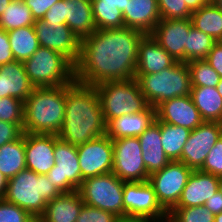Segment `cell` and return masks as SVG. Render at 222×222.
I'll list each match as a JSON object with an SVG mask.
<instances>
[{
  "label": "cell",
  "instance_id": "obj_1",
  "mask_svg": "<svg viewBox=\"0 0 222 222\" xmlns=\"http://www.w3.org/2000/svg\"><path fill=\"white\" fill-rule=\"evenodd\" d=\"M145 34L128 27L97 29L80 42L75 81L96 86L135 78L138 46Z\"/></svg>",
  "mask_w": 222,
  "mask_h": 222
},
{
  "label": "cell",
  "instance_id": "obj_2",
  "mask_svg": "<svg viewBox=\"0 0 222 222\" xmlns=\"http://www.w3.org/2000/svg\"><path fill=\"white\" fill-rule=\"evenodd\" d=\"M105 134L106 123L96 88L74 80L66 86L65 116L58 137L78 146Z\"/></svg>",
  "mask_w": 222,
  "mask_h": 222
},
{
  "label": "cell",
  "instance_id": "obj_3",
  "mask_svg": "<svg viewBox=\"0 0 222 222\" xmlns=\"http://www.w3.org/2000/svg\"><path fill=\"white\" fill-rule=\"evenodd\" d=\"M66 86L33 89L24 101L23 132L58 135L65 116Z\"/></svg>",
  "mask_w": 222,
  "mask_h": 222
},
{
  "label": "cell",
  "instance_id": "obj_4",
  "mask_svg": "<svg viewBox=\"0 0 222 222\" xmlns=\"http://www.w3.org/2000/svg\"><path fill=\"white\" fill-rule=\"evenodd\" d=\"M61 194L46 175H39L26 168L8 180L3 199L28 211L38 220L47 203Z\"/></svg>",
  "mask_w": 222,
  "mask_h": 222
},
{
  "label": "cell",
  "instance_id": "obj_5",
  "mask_svg": "<svg viewBox=\"0 0 222 222\" xmlns=\"http://www.w3.org/2000/svg\"><path fill=\"white\" fill-rule=\"evenodd\" d=\"M149 106L156 108L163 101L190 95L191 75L186 62H175L161 72L135 75Z\"/></svg>",
  "mask_w": 222,
  "mask_h": 222
},
{
  "label": "cell",
  "instance_id": "obj_6",
  "mask_svg": "<svg viewBox=\"0 0 222 222\" xmlns=\"http://www.w3.org/2000/svg\"><path fill=\"white\" fill-rule=\"evenodd\" d=\"M95 88L106 125L114 118L143 112L149 107L136 79L107 81Z\"/></svg>",
  "mask_w": 222,
  "mask_h": 222
},
{
  "label": "cell",
  "instance_id": "obj_7",
  "mask_svg": "<svg viewBox=\"0 0 222 222\" xmlns=\"http://www.w3.org/2000/svg\"><path fill=\"white\" fill-rule=\"evenodd\" d=\"M23 64L34 87H57L75 80L74 65L61 53L46 47L40 46Z\"/></svg>",
  "mask_w": 222,
  "mask_h": 222
},
{
  "label": "cell",
  "instance_id": "obj_8",
  "mask_svg": "<svg viewBox=\"0 0 222 222\" xmlns=\"http://www.w3.org/2000/svg\"><path fill=\"white\" fill-rule=\"evenodd\" d=\"M124 183L111 172L84 179L77 191L84 204L123 218Z\"/></svg>",
  "mask_w": 222,
  "mask_h": 222
},
{
  "label": "cell",
  "instance_id": "obj_9",
  "mask_svg": "<svg viewBox=\"0 0 222 222\" xmlns=\"http://www.w3.org/2000/svg\"><path fill=\"white\" fill-rule=\"evenodd\" d=\"M54 159L55 165L46 174L48 181L62 193L77 191L83 182L77 147L55 135Z\"/></svg>",
  "mask_w": 222,
  "mask_h": 222
},
{
  "label": "cell",
  "instance_id": "obj_10",
  "mask_svg": "<svg viewBox=\"0 0 222 222\" xmlns=\"http://www.w3.org/2000/svg\"><path fill=\"white\" fill-rule=\"evenodd\" d=\"M113 142V169L119 179L125 182L148 181L149 174L143 161L138 137H124Z\"/></svg>",
  "mask_w": 222,
  "mask_h": 222
},
{
  "label": "cell",
  "instance_id": "obj_11",
  "mask_svg": "<svg viewBox=\"0 0 222 222\" xmlns=\"http://www.w3.org/2000/svg\"><path fill=\"white\" fill-rule=\"evenodd\" d=\"M168 215L148 181L125 182L123 187V218L160 219Z\"/></svg>",
  "mask_w": 222,
  "mask_h": 222
},
{
  "label": "cell",
  "instance_id": "obj_12",
  "mask_svg": "<svg viewBox=\"0 0 222 222\" xmlns=\"http://www.w3.org/2000/svg\"><path fill=\"white\" fill-rule=\"evenodd\" d=\"M192 169L179 161H170L162 170L149 175L161 206L169 212L177 203L192 173Z\"/></svg>",
  "mask_w": 222,
  "mask_h": 222
},
{
  "label": "cell",
  "instance_id": "obj_13",
  "mask_svg": "<svg viewBox=\"0 0 222 222\" xmlns=\"http://www.w3.org/2000/svg\"><path fill=\"white\" fill-rule=\"evenodd\" d=\"M76 147L83 180L112 172L113 142L107 134Z\"/></svg>",
  "mask_w": 222,
  "mask_h": 222
},
{
  "label": "cell",
  "instance_id": "obj_14",
  "mask_svg": "<svg viewBox=\"0 0 222 222\" xmlns=\"http://www.w3.org/2000/svg\"><path fill=\"white\" fill-rule=\"evenodd\" d=\"M222 136V123L204 121L191 131L179 162L192 170H199L211 148Z\"/></svg>",
  "mask_w": 222,
  "mask_h": 222
},
{
  "label": "cell",
  "instance_id": "obj_15",
  "mask_svg": "<svg viewBox=\"0 0 222 222\" xmlns=\"http://www.w3.org/2000/svg\"><path fill=\"white\" fill-rule=\"evenodd\" d=\"M39 45L57 51L73 65L80 55V40L66 24L48 25L44 19L34 21Z\"/></svg>",
  "mask_w": 222,
  "mask_h": 222
},
{
  "label": "cell",
  "instance_id": "obj_16",
  "mask_svg": "<svg viewBox=\"0 0 222 222\" xmlns=\"http://www.w3.org/2000/svg\"><path fill=\"white\" fill-rule=\"evenodd\" d=\"M191 26L190 18L161 19L151 36L175 61L185 62V46Z\"/></svg>",
  "mask_w": 222,
  "mask_h": 222
},
{
  "label": "cell",
  "instance_id": "obj_17",
  "mask_svg": "<svg viewBox=\"0 0 222 222\" xmlns=\"http://www.w3.org/2000/svg\"><path fill=\"white\" fill-rule=\"evenodd\" d=\"M156 118L161 122L182 126L191 131L204 122L191 95L163 101L156 107Z\"/></svg>",
  "mask_w": 222,
  "mask_h": 222
},
{
  "label": "cell",
  "instance_id": "obj_18",
  "mask_svg": "<svg viewBox=\"0 0 222 222\" xmlns=\"http://www.w3.org/2000/svg\"><path fill=\"white\" fill-rule=\"evenodd\" d=\"M55 135L25 132L26 168L46 175L55 165Z\"/></svg>",
  "mask_w": 222,
  "mask_h": 222
},
{
  "label": "cell",
  "instance_id": "obj_19",
  "mask_svg": "<svg viewBox=\"0 0 222 222\" xmlns=\"http://www.w3.org/2000/svg\"><path fill=\"white\" fill-rule=\"evenodd\" d=\"M218 189L219 177L200 170H193L178 203L173 208L202 206Z\"/></svg>",
  "mask_w": 222,
  "mask_h": 222
},
{
  "label": "cell",
  "instance_id": "obj_20",
  "mask_svg": "<svg viewBox=\"0 0 222 222\" xmlns=\"http://www.w3.org/2000/svg\"><path fill=\"white\" fill-rule=\"evenodd\" d=\"M124 27L151 34L161 20L157 0H126Z\"/></svg>",
  "mask_w": 222,
  "mask_h": 222
},
{
  "label": "cell",
  "instance_id": "obj_21",
  "mask_svg": "<svg viewBox=\"0 0 222 222\" xmlns=\"http://www.w3.org/2000/svg\"><path fill=\"white\" fill-rule=\"evenodd\" d=\"M175 62L174 58L158 44L151 34H145L138 46L135 75L158 73L171 67Z\"/></svg>",
  "mask_w": 222,
  "mask_h": 222
},
{
  "label": "cell",
  "instance_id": "obj_22",
  "mask_svg": "<svg viewBox=\"0 0 222 222\" xmlns=\"http://www.w3.org/2000/svg\"><path fill=\"white\" fill-rule=\"evenodd\" d=\"M34 88L23 62L13 61L0 66V98L16 97L25 101Z\"/></svg>",
  "mask_w": 222,
  "mask_h": 222
},
{
  "label": "cell",
  "instance_id": "obj_23",
  "mask_svg": "<svg viewBox=\"0 0 222 222\" xmlns=\"http://www.w3.org/2000/svg\"><path fill=\"white\" fill-rule=\"evenodd\" d=\"M155 118L156 108L149 106L143 112L112 119L106 125V134L112 140L124 137H138L155 121Z\"/></svg>",
  "mask_w": 222,
  "mask_h": 222
},
{
  "label": "cell",
  "instance_id": "obj_24",
  "mask_svg": "<svg viewBox=\"0 0 222 222\" xmlns=\"http://www.w3.org/2000/svg\"><path fill=\"white\" fill-rule=\"evenodd\" d=\"M83 205L78 191L62 193L47 203L37 222H76Z\"/></svg>",
  "mask_w": 222,
  "mask_h": 222
},
{
  "label": "cell",
  "instance_id": "obj_25",
  "mask_svg": "<svg viewBox=\"0 0 222 222\" xmlns=\"http://www.w3.org/2000/svg\"><path fill=\"white\" fill-rule=\"evenodd\" d=\"M138 138L148 174L162 170L170 160L162 148L160 125L154 121Z\"/></svg>",
  "mask_w": 222,
  "mask_h": 222
},
{
  "label": "cell",
  "instance_id": "obj_26",
  "mask_svg": "<svg viewBox=\"0 0 222 222\" xmlns=\"http://www.w3.org/2000/svg\"><path fill=\"white\" fill-rule=\"evenodd\" d=\"M66 25L81 41L96 31L91 0H64Z\"/></svg>",
  "mask_w": 222,
  "mask_h": 222
},
{
  "label": "cell",
  "instance_id": "obj_27",
  "mask_svg": "<svg viewBox=\"0 0 222 222\" xmlns=\"http://www.w3.org/2000/svg\"><path fill=\"white\" fill-rule=\"evenodd\" d=\"M190 95L203 121L222 123V97L216 87H192Z\"/></svg>",
  "mask_w": 222,
  "mask_h": 222
},
{
  "label": "cell",
  "instance_id": "obj_28",
  "mask_svg": "<svg viewBox=\"0 0 222 222\" xmlns=\"http://www.w3.org/2000/svg\"><path fill=\"white\" fill-rule=\"evenodd\" d=\"M26 169L25 132L17 140L0 146V172L7 180Z\"/></svg>",
  "mask_w": 222,
  "mask_h": 222
},
{
  "label": "cell",
  "instance_id": "obj_29",
  "mask_svg": "<svg viewBox=\"0 0 222 222\" xmlns=\"http://www.w3.org/2000/svg\"><path fill=\"white\" fill-rule=\"evenodd\" d=\"M190 20L192 26L210 35L217 42L222 40V11L214 2H208L192 12Z\"/></svg>",
  "mask_w": 222,
  "mask_h": 222
},
{
  "label": "cell",
  "instance_id": "obj_30",
  "mask_svg": "<svg viewBox=\"0 0 222 222\" xmlns=\"http://www.w3.org/2000/svg\"><path fill=\"white\" fill-rule=\"evenodd\" d=\"M15 61L28 60L40 47L34 25L7 32Z\"/></svg>",
  "mask_w": 222,
  "mask_h": 222
},
{
  "label": "cell",
  "instance_id": "obj_31",
  "mask_svg": "<svg viewBox=\"0 0 222 222\" xmlns=\"http://www.w3.org/2000/svg\"><path fill=\"white\" fill-rule=\"evenodd\" d=\"M155 121L160 125L162 148L170 161H179L182 149L189 138L191 130L178 125H171L159 121Z\"/></svg>",
  "mask_w": 222,
  "mask_h": 222
},
{
  "label": "cell",
  "instance_id": "obj_32",
  "mask_svg": "<svg viewBox=\"0 0 222 222\" xmlns=\"http://www.w3.org/2000/svg\"><path fill=\"white\" fill-rule=\"evenodd\" d=\"M34 17L24 1H11L0 16V28L6 32L34 25Z\"/></svg>",
  "mask_w": 222,
  "mask_h": 222
},
{
  "label": "cell",
  "instance_id": "obj_33",
  "mask_svg": "<svg viewBox=\"0 0 222 222\" xmlns=\"http://www.w3.org/2000/svg\"><path fill=\"white\" fill-rule=\"evenodd\" d=\"M216 43L210 35L191 26L185 46V62L205 60Z\"/></svg>",
  "mask_w": 222,
  "mask_h": 222
},
{
  "label": "cell",
  "instance_id": "obj_34",
  "mask_svg": "<svg viewBox=\"0 0 222 222\" xmlns=\"http://www.w3.org/2000/svg\"><path fill=\"white\" fill-rule=\"evenodd\" d=\"M91 3L96 29L124 27L123 14L116 8V4L101 3L100 0H91Z\"/></svg>",
  "mask_w": 222,
  "mask_h": 222
},
{
  "label": "cell",
  "instance_id": "obj_35",
  "mask_svg": "<svg viewBox=\"0 0 222 222\" xmlns=\"http://www.w3.org/2000/svg\"><path fill=\"white\" fill-rule=\"evenodd\" d=\"M192 87H216L221 77L206 60L187 62Z\"/></svg>",
  "mask_w": 222,
  "mask_h": 222
},
{
  "label": "cell",
  "instance_id": "obj_36",
  "mask_svg": "<svg viewBox=\"0 0 222 222\" xmlns=\"http://www.w3.org/2000/svg\"><path fill=\"white\" fill-rule=\"evenodd\" d=\"M168 216L174 222H214L215 215L212 214L204 205L172 208L168 212Z\"/></svg>",
  "mask_w": 222,
  "mask_h": 222
},
{
  "label": "cell",
  "instance_id": "obj_37",
  "mask_svg": "<svg viewBox=\"0 0 222 222\" xmlns=\"http://www.w3.org/2000/svg\"><path fill=\"white\" fill-rule=\"evenodd\" d=\"M0 121L23 125L24 101L16 97L0 98Z\"/></svg>",
  "mask_w": 222,
  "mask_h": 222
},
{
  "label": "cell",
  "instance_id": "obj_38",
  "mask_svg": "<svg viewBox=\"0 0 222 222\" xmlns=\"http://www.w3.org/2000/svg\"><path fill=\"white\" fill-rule=\"evenodd\" d=\"M161 19H186L192 12L184 0H157Z\"/></svg>",
  "mask_w": 222,
  "mask_h": 222
},
{
  "label": "cell",
  "instance_id": "obj_39",
  "mask_svg": "<svg viewBox=\"0 0 222 222\" xmlns=\"http://www.w3.org/2000/svg\"><path fill=\"white\" fill-rule=\"evenodd\" d=\"M0 222H37L28 211L0 198Z\"/></svg>",
  "mask_w": 222,
  "mask_h": 222
},
{
  "label": "cell",
  "instance_id": "obj_40",
  "mask_svg": "<svg viewBox=\"0 0 222 222\" xmlns=\"http://www.w3.org/2000/svg\"><path fill=\"white\" fill-rule=\"evenodd\" d=\"M201 172L222 176V136L208 153L203 166L199 169Z\"/></svg>",
  "mask_w": 222,
  "mask_h": 222
},
{
  "label": "cell",
  "instance_id": "obj_41",
  "mask_svg": "<svg viewBox=\"0 0 222 222\" xmlns=\"http://www.w3.org/2000/svg\"><path fill=\"white\" fill-rule=\"evenodd\" d=\"M115 214L84 204L76 222H116Z\"/></svg>",
  "mask_w": 222,
  "mask_h": 222
},
{
  "label": "cell",
  "instance_id": "obj_42",
  "mask_svg": "<svg viewBox=\"0 0 222 222\" xmlns=\"http://www.w3.org/2000/svg\"><path fill=\"white\" fill-rule=\"evenodd\" d=\"M23 133V125L0 121V146L17 140Z\"/></svg>",
  "mask_w": 222,
  "mask_h": 222
},
{
  "label": "cell",
  "instance_id": "obj_43",
  "mask_svg": "<svg viewBox=\"0 0 222 222\" xmlns=\"http://www.w3.org/2000/svg\"><path fill=\"white\" fill-rule=\"evenodd\" d=\"M43 19L48 25L53 24H66L65 11H64V0H59L51 6L46 12Z\"/></svg>",
  "mask_w": 222,
  "mask_h": 222
},
{
  "label": "cell",
  "instance_id": "obj_44",
  "mask_svg": "<svg viewBox=\"0 0 222 222\" xmlns=\"http://www.w3.org/2000/svg\"><path fill=\"white\" fill-rule=\"evenodd\" d=\"M30 8L34 20L43 19L46 12L59 0H23Z\"/></svg>",
  "mask_w": 222,
  "mask_h": 222
},
{
  "label": "cell",
  "instance_id": "obj_45",
  "mask_svg": "<svg viewBox=\"0 0 222 222\" xmlns=\"http://www.w3.org/2000/svg\"><path fill=\"white\" fill-rule=\"evenodd\" d=\"M15 61L8 34L0 28V66Z\"/></svg>",
  "mask_w": 222,
  "mask_h": 222
},
{
  "label": "cell",
  "instance_id": "obj_46",
  "mask_svg": "<svg viewBox=\"0 0 222 222\" xmlns=\"http://www.w3.org/2000/svg\"><path fill=\"white\" fill-rule=\"evenodd\" d=\"M222 78V44L217 42L205 59Z\"/></svg>",
  "mask_w": 222,
  "mask_h": 222
},
{
  "label": "cell",
  "instance_id": "obj_47",
  "mask_svg": "<svg viewBox=\"0 0 222 222\" xmlns=\"http://www.w3.org/2000/svg\"><path fill=\"white\" fill-rule=\"evenodd\" d=\"M204 206L214 215L222 212V193L218 190L213 196L206 200Z\"/></svg>",
  "mask_w": 222,
  "mask_h": 222
},
{
  "label": "cell",
  "instance_id": "obj_48",
  "mask_svg": "<svg viewBox=\"0 0 222 222\" xmlns=\"http://www.w3.org/2000/svg\"><path fill=\"white\" fill-rule=\"evenodd\" d=\"M191 12L198 10L200 7L208 3V0H184Z\"/></svg>",
  "mask_w": 222,
  "mask_h": 222
},
{
  "label": "cell",
  "instance_id": "obj_49",
  "mask_svg": "<svg viewBox=\"0 0 222 222\" xmlns=\"http://www.w3.org/2000/svg\"><path fill=\"white\" fill-rule=\"evenodd\" d=\"M101 3H110L116 4V8H118L121 12L125 10L126 0H100Z\"/></svg>",
  "mask_w": 222,
  "mask_h": 222
},
{
  "label": "cell",
  "instance_id": "obj_50",
  "mask_svg": "<svg viewBox=\"0 0 222 222\" xmlns=\"http://www.w3.org/2000/svg\"><path fill=\"white\" fill-rule=\"evenodd\" d=\"M7 183H8V180L0 172V198H3L6 193Z\"/></svg>",
  "mask_w": 222,
  "mask_h": 222
},
{
  "label": "cell",
  "instance_id": "obj_51",
  "mask_svg": "<svg viewBox=\"0 0 222 222\" xmlns=\"http://www.w3.org/2000/svg\"><path fill=\"white\" fill-rule=\"evenodd\" d=\"M143 222H174L168 215L160 219L143 220Z\"/></svg>",
  "mask_w": 222,
  "mask_h": 222
},
{
  "label": "cell",
  "instance_id": "obj_52",
  "mask_svg": "<svg viewBox=\"0 0 222 222\" xmlns=\"http://www.w3.org/2000/svg\"><path fill=\"white\" fill-rule=\"evenodd\" d=\"M11 3V0H0V16L5 11L7 6Z\"/></svg>",
  "mask_w": 222,
  "mask_h": 222
},
{
  "label": "cell",
  "instance_id": "obj_53",
  "mask_svg": "<svg viewBox=\"0 0 222 222\" xmlns=\"http://www.w3.org/2000/svg\"><path fill=\"white\" fill-rule=\"evenodd\" d=\"M116 222H143V220L137 218L125 217V218H118Z\"/></svg>",
  "mask_w": 222,
  "mask_h": 222
},
{
  "label": "cell",
  "instance_id": "obj_54",
  "mask_svg": "<svg viewBox=\"0 0 222 222\" xmlns=\"http://www.w3.org/2000/svg\"><path fill=\"white\" fill-rule=\"evenodd\" d=\"M218 93L222 97V78L220 79L219 83L216 86Z\"/></svg>",
  "mask_w": 222,
  "mask_h": 222
},
{
  "label": "cell",
  "instance_id": "obj_55",
  "mask_svg": "<svg viewBox=\"0 0 222 222\" xmlns=\"http://www.w3.org/2000/svg\"><path fill=\"white\" fill-rule=\"evenodd\" d=\"M214 222H222V212L215 215V221Z\"/></svg>",
  "mask_w": 222,
  "mask_h": 222
},
{
  "label": "cell",
  "instance_id": "obj_56",
  "mask_svg": "<svg viewBox=\"0 0 222 222\" xmlns=\"http://www.w3.org/2000/svg\"><path fill=\"white\" fill-rule=\"evenodd\" d=\"M214 3L218 6V8L222 11V0H215Z\"/></svg>",
  "mask_w": 222,
  "mask_h": 222
},
{
  "label": "cell",
  "instance_id": "obj_57",
  "mask_svg": "<svg viewBox=\"0 0 222 222\" xmlns=\"http://www.w3.org/2000/svg\"><path fill=\"white\" fill-rule=\"evenodd\" d=\"M218 190L222 193V176L219 177V189Z\"/></svg>",
  "mask_w": 222,
  "mask_h": 222
}]
</instances>
